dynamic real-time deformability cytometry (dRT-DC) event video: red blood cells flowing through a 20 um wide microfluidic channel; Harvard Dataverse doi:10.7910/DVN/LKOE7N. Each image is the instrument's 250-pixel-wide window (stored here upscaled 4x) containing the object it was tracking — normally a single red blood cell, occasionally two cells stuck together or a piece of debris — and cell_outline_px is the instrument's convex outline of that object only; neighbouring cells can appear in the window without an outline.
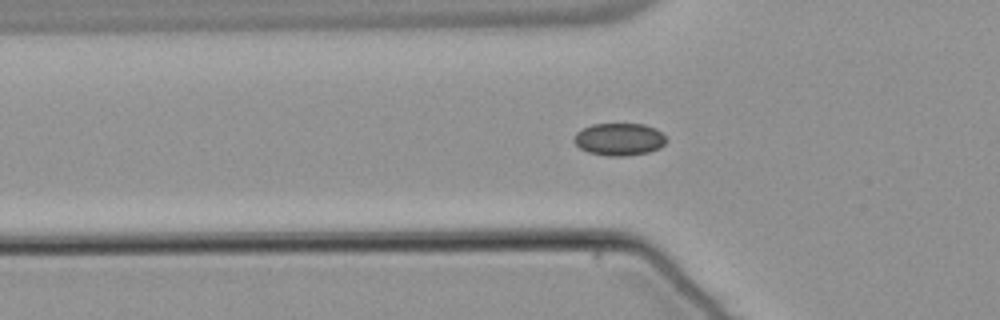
{"species": "common noctule bat (a hibernating species)", "species_latin": "Nyctalus noctula", "temperature_condition": "warm", "stored_images_in_passage": 38, "camera_frame_rate_fps": 3000, "um_per_image_px": 0.085, "animal": {"sex": "male", "body_mass_g": 21.5, "forearm_length_mm": 52.0}, "frame": {"image": 1, "passage_image": 9, "time_ms": 2.667, "image_size_px": [1000, 320], "cell_outline_px": [[668, 140], [660, 148], [648, 152], [628, 156], [608, 156], [588, 152], [580, 148], [572, 140], [576, 132], [592, 124], [644, 124], [656, 128]], "centroid_in_image_um": [52.64, 11.84], "position_along_channel_um": 73.2, "area_um2": 17.51}}
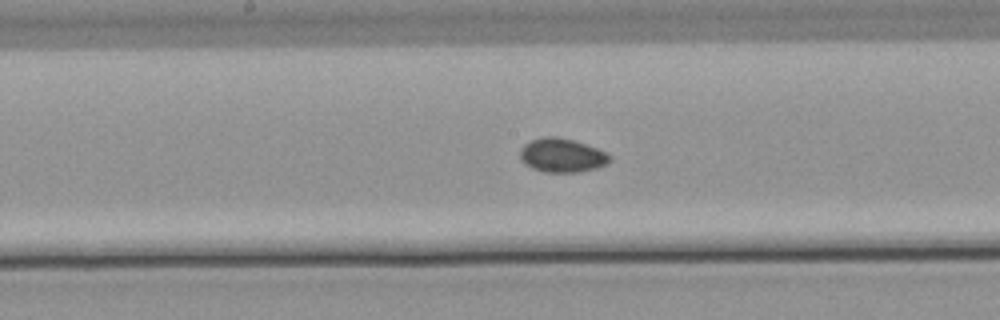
{"frame": {"image": 2, "passage_image": 19, "time_ms": 6.0, "image_size_px": [1000, 320], "cell_outline_px": [[612, 160], [608, 164], [596, 168], [580, 172], [544, 172], [532, 168], [524, 164], [520, 160], [520, 148], [524, 144], [532, 140], [544, 136], [556, 136], [572, 140], [608, 152], [612, 156]], "centroid_in_image_um": [47.78, 13.21], "position_along_channel_um": 200.4, "area_um2": 17.92}}
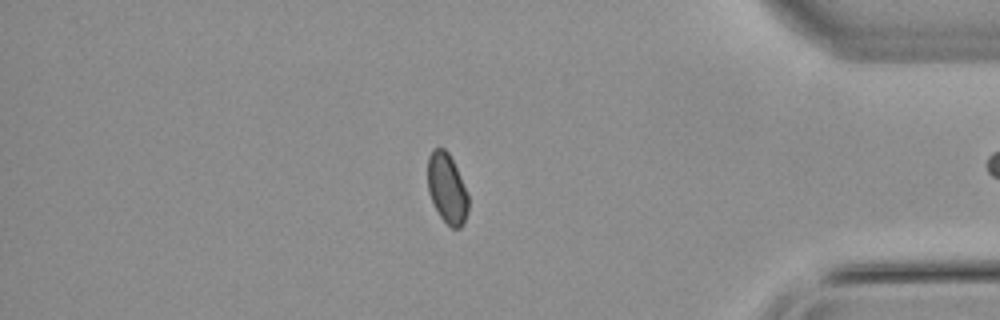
{"frame": {"image": 3, "passage_image": 37, "time_ms": 12.0, "image_size_px": [1000, 320], "cell_outline_px": [[468, 212], [464, 224], [460, 228], [452, 228], [440, 216], [428, 192], [428, 156], [432, 148], [444, 148], [448, 152], [456, 168], [468, 196]], "centroid_in_image_um": [37.99, 16.02], "position_along_channel_um": 397.2, "area_um2": 16.36}}